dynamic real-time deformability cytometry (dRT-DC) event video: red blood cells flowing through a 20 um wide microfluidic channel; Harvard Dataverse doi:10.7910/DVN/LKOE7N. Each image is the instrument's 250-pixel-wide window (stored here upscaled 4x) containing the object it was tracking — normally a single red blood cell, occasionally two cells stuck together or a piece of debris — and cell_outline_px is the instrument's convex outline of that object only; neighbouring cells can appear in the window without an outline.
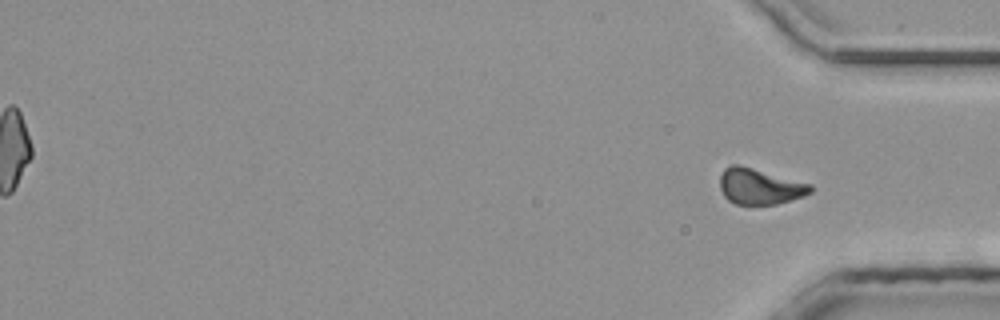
{"species": "common noctule bat (a hibernating species)", "species_latin": "Nyctalus noctula", "temperature_condition": "room temperature", "stored_images_in_passage": 38, "segment_of_instrument_passage": [2, 2], "camera_frame_rate_fps": 3000, "um_per_image_px": 0.085, "animal": {"sex": "male", "body_mass_g": 20.4}, "frame": {"image": 1, "passage_image": 38, "time_ms": 12.333, "image_size_px": [1000, 320], "cell_outline_px": [[812, 192], [804, 196], [776, 204], [736, 204], [728, 200], [724, 196], [720, 188], [720, 176], [724, 168], [728, 164], [740, 164], [812, 184]], "centroid_in_image_um": [64.56, 15.83], "position_along_channel_um": 370.6, "area_um2": 19.07}}